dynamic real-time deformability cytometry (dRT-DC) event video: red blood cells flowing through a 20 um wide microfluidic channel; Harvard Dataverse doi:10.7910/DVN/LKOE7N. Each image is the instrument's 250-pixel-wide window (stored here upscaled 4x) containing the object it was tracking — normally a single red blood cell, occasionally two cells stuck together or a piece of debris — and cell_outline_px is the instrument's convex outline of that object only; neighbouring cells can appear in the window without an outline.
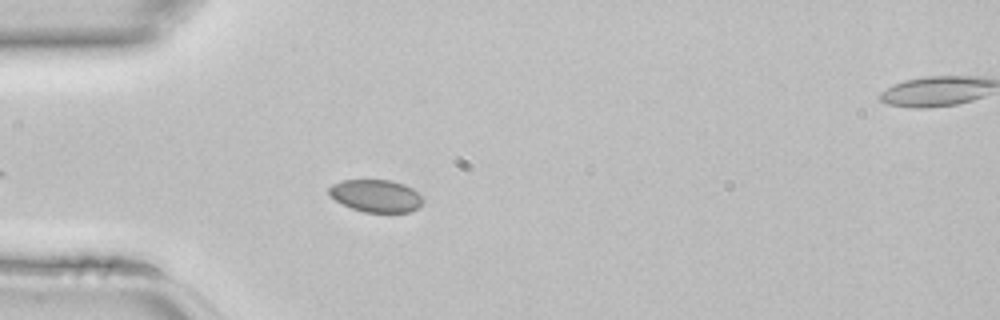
{"species": "common noctule bat (a hibernating species)", "species_latin": "Nyctalus noctula", "temperature_condition": "room temperature", "stored_images_in_passage": 36, "camera_frame_rate_fps": 3000, "um_per_image_px": 0.085, "animal": {"sex": "female", "body_mass_g": 22.7, "forearm_length_mm": 54.2}, "frame": {"image": 1, "passage_image": 6, "time_ms": 1.667, "image_size_px": [1000, 320], "cell_outline_px": [[424, 200], [420, 208], [412, 212], [364, 212], [352, 208], [336, 200], [328, 192], [328, 188], [332, 184], [340, 180], [392, 180], [404, 184], [412, 188]], "centroid_in_image_um": [31.98, 16.64], "position_along_channel_um": 53.0, "area_um2": 17.8}}
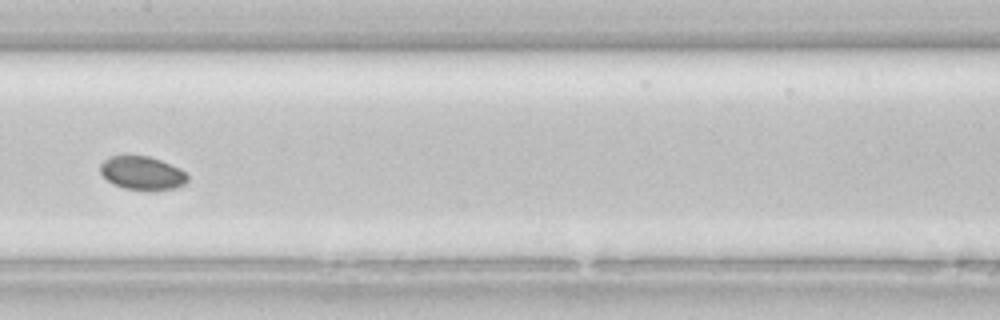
{"frame": {"image": 2, "passage_image": 16, "time_ms": 5.0, "image_size_px": [1000, 320], "cell_outline_px": [[188, 180], [184, 184], [176, 188], [124, 188], [112, 184], [100, 172], [100, 164], [104, 160], [112, 156], [124, 152], [148, 156], [160, 160], [180, 168], [188, 176]], "centroid_in_image_um": [12.04, 14.63], "position_along_channel_um": 195.4, "area_um2": 16.99}}